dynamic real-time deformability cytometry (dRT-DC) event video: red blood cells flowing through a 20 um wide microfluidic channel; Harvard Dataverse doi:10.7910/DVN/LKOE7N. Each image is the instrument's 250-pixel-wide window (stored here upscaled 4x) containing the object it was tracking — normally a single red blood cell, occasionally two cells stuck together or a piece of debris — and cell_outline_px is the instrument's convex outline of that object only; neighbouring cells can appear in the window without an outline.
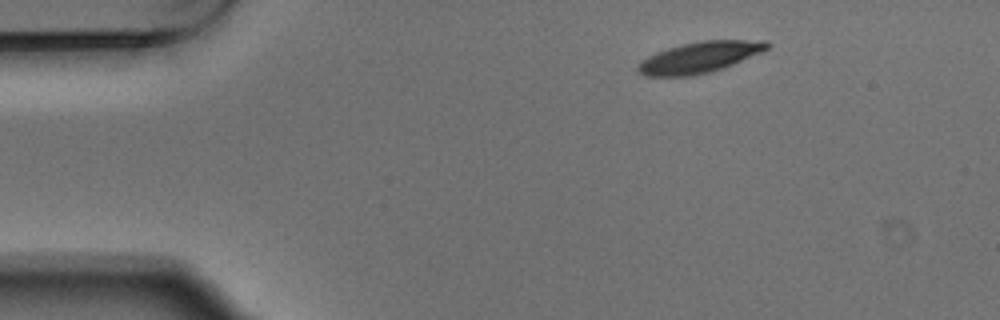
{"species": "Egyptian fruit bat (a non-hibernating species)", "species_latin": "Rousettus aegyptiacus", "temperature_condition": "warm", "stored_images_in_passage": 3, "camera_frame_rate_fps": 3000, "um_per_image_px": 0.085, "animal": {"sex": "male"}, "frame": {"image": 1, "passage_image": 1, "time_ms": 0.0, "image_size_px": [1000, 320], "cell_outline_px": [[772, 44], [768, 48], [760, 52], [724, 68], [692, 76], [644, 76], [636, 72], [636, 64], [640, 60], [656, 52], [680, 44], [700, 40], [768, 40]], "centroid_in_image_um": [59.41, 4.87], "position_along_channel_um": 25.6, "area_um2": 23.58}}